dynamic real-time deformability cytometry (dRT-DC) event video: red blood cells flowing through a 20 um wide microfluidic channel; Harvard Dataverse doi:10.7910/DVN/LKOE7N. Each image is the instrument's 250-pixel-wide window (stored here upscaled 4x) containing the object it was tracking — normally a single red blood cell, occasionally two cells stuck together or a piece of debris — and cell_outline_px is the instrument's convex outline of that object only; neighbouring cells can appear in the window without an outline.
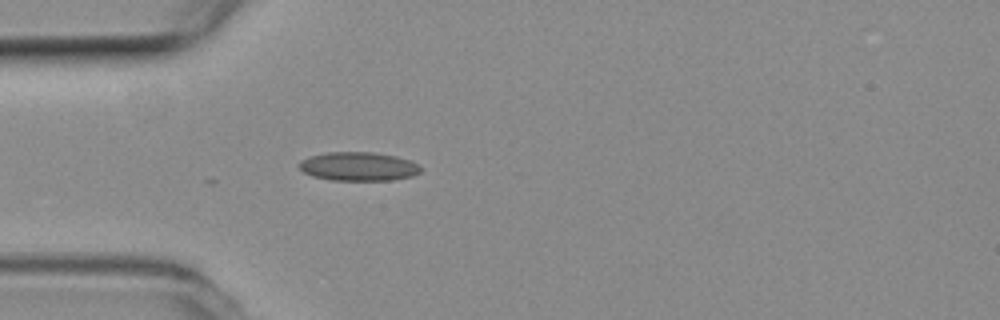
{"species": "common noctule bat (a hibernating species)", "species_latin": "Nyctalus noctula", "temperature_condition": "room temperature", "stored_images_in_passage": 6, "camera_frame_rate_fps": 3000, "um_per_image_px": 0.085, "animal": {"sex": "female", "body_mass_g": 19.3, "forearm_length_mm": 54.1}, "frame": {"image": 1, "passage_image": 1, "time_ms": 0.0, "image_size_px": [1000, 320], "cell_outline_px": [[420, 172], [412, 176], [392, 180], [332, 180], [312, 176], [304, 172], [296, 164], [300, 160], [308, 156], [328, 152], [372, 152], [396, 156], [408, 160], [416, 164], [420, 168]], "centroid_in_image_um": [30.41, 14.14], "position_along_channel_um": 54.6, "area_um2": 20.35}}
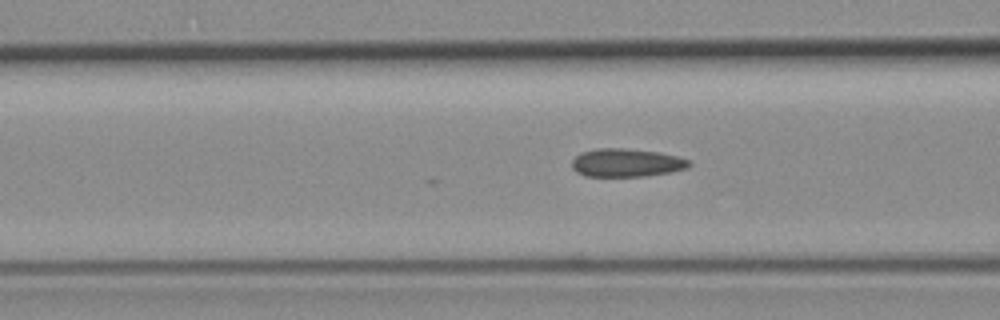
{"frame": {"image": 2, "passage_image": 6, "time_ms": 1.667, "image_size_px": [1000, 320], "cell_outline_px": [[692, 164], [688, 168], [672, 172], [648, 176], [584, 176], [576, 172], [572, 168], [572, 160], [580, 152], [596, 148], [620, 148], [660, 152], [692, 160]], "centroid_in_image_um": [53.27, 13.83], "position_along_channel_um": 113.3, "area_um2": 19.54}}